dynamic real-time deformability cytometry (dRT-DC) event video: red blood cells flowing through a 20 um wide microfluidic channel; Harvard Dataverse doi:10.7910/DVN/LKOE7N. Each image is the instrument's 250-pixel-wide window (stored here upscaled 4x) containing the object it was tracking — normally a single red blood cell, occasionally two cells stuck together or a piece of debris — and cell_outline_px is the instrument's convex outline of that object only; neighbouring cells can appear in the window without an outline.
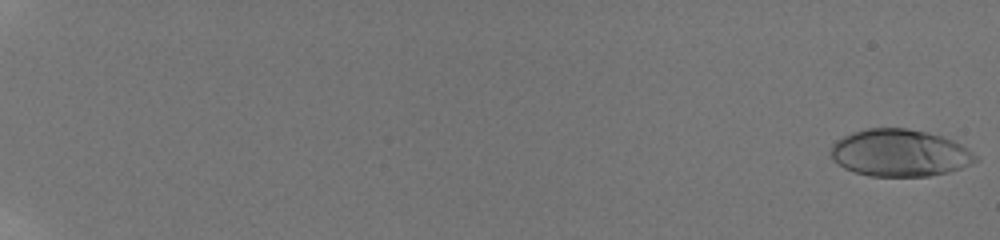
{"species": "human", "species_latin": "Homo sapiens", "temperature_condition": "room temperature", "stored_images_in_passage": 58, "camera_frame_rate_fps": 3000, "um_per_image_px": 0.085, "donor": {"sex": "male"}, "frame": {"image": 1, "passage_image": 1, "time_ms": 0.0, "image_size_px": [1000, 240], "cell_outline_px": [[980, 160], [960, 168], [948, 172], [928, 176], [868, 176], [844, 168], [832, 160], [828, 152], [832, 144], [836, 140], [852, 132], [868, 128], [904, 128], [924, 132], [940, 136], [952, 140], [968, 148]], "centroid_in_image_um": [76.43, 13.01], "position_along_channel_um": 8.6, "area_um2": 39.77}}
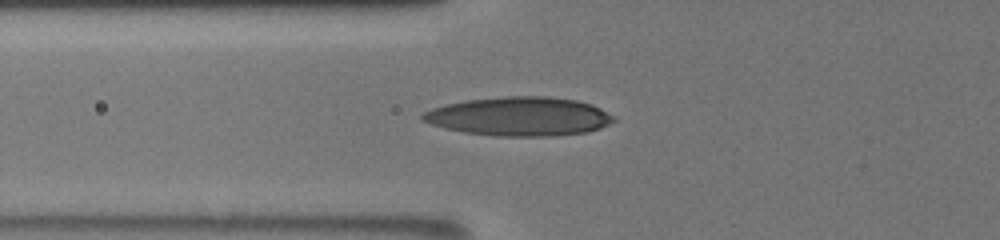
{"frame": {"image": 2, "passage_image": 26, "time_ms": 8.333, "image_size_px": [1000, 240], "cell_outline_px": [[616, 120], [600, 128], [588, 132], [552, 136], [496, 136], [464, 132], [444, 128], [420, 120], [420, 116], [424, 112], [432, 108], [444, 104], [464, 100], [508, 96], [548, 96], [576, 100], [592, 104], [616, 116]], "centroid_in_image_um": [44.14, 9.89], "position_along_channel_um": 81.7, "area_um2": 43.58}}
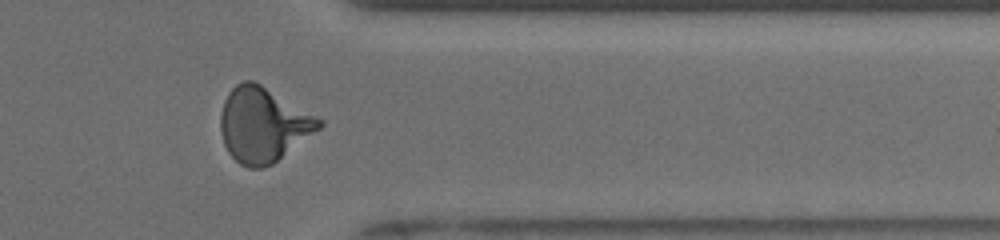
{"frame": {"image": 3, "passage_image": 50, "time_ms": 16.333, "image_size_px": [1000, 240], "cell_outline_px": [[324, 124], [320, 128], [272, 164], [260, 168], [248, 168], [240, 164], [228, 152], [224, 144], [220, 132], [220, 116], [224, 100], [228, 92], [236, 84], [244, 80], [252, 80], [260, 84], [324, 120]], "centroid_in_image_um": [22.34, 10.6], "position_along_channel_um": 389.1, "area_um2": 42.54}, "authors_computed_cell_mechanics": {"area_um2": 40.0554, "velocity_mm_per_s": 3.8836, "shape_relaxation_time_tau1_ms": 6.0447, "shape_relaxation_time_tau2_ms": 0.8564, "deformation_change_tau1": 0.2378, "deformation_change_tau2": 0.0779}}